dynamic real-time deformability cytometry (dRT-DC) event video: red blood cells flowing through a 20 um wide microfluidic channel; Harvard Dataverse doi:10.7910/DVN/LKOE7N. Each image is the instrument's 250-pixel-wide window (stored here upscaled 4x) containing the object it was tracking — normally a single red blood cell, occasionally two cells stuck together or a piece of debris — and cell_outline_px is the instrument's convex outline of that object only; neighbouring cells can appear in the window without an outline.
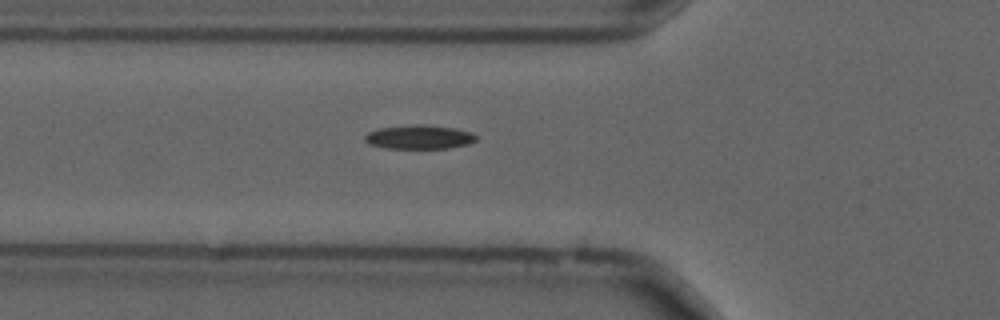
{"species": "common noctule bat (a hibernating species)", "species_latin": "Nyctalus noctula", "temperature_condition": "cold", "stored_images_in_passage": 4, "camera_frame_rate_fps": 3000, "um_per_image_px": 0.085, "animal": {"sex": "male", "forearm_length_mm": 52.5}, "frame": {"image": 1, "passage_image": 3, "time_ms": 0.667, "image_size_px": [1000, 320], "cell_outline_px": [[480, 136], [476, 140], [468, 144], [448, 148], [388, 148], [368, 144], [364, 140], [364, 136], [368, 132], [380, 128], [412, 124], [424, 124], [452, 128], [472, 132]], "centroid_in_image_um": [35.65, 11.64], "position_along_channel_um": 90.2, "area_um2": 15.61}}